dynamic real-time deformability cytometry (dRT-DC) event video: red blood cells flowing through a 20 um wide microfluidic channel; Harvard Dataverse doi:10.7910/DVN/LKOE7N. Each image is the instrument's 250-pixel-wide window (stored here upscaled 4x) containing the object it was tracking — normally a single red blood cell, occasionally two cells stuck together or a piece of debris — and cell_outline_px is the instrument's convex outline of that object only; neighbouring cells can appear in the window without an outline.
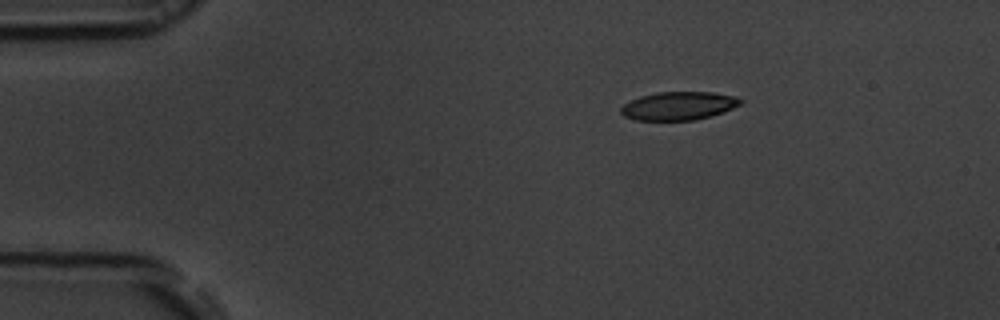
{"species": "common noctule bat (a hibernating species)", "species_latin": "Nyctalus noctula", "temperature_condition": "room temperature", "stored_images_in_passage": 46, "camera_frame_rate_fps": 3000, "um_per_image_px": 0.085, "animal": {"sex": "male", "body_mass_g": 19.5, "forearm_length_mm": 54.6}, "frame": {"image": 1, "passage_image": 1, "time_ms": 0.0, "image_size_px": [1000, 320], "cell_outline_px": [[744, 100], [740, 104], [732, 108], [712, 116], [696, 120], [636, 120], [624, 116], [620, 112], [620, 108], [624, 104], [640, 96], [656, 92], [712, 92], [736, 96]], "centroid_in_image_um": [57.69, 8.99], "position_along_channel_um": 27.3, "area_um2": 19.77}}
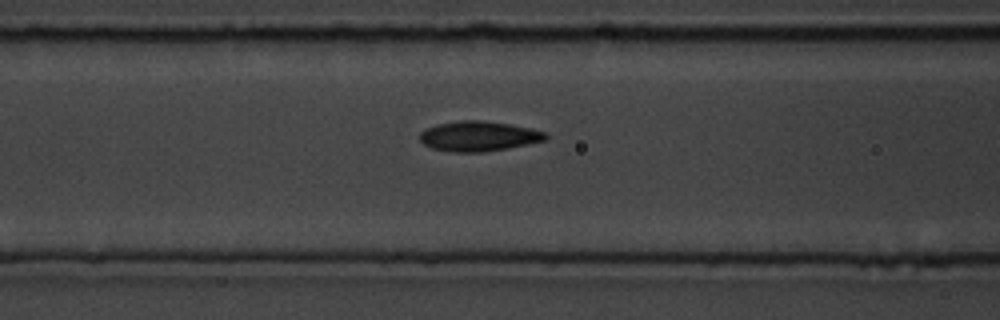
{"frame": {"image": 2, "passage_image": 14, "time_ms": 4.333, "image_size_px": [1000, 320], "cell_outline_px": [[548, 136], [544, 140], [528, 144], [508, 148], [484, 152], [452, 152], [432, 148], [424, 144], [420, 140], [420, 132], [424, 128], [436, 124], [460, 120], [484, 120], [532, 128], [544, 132]], "centroid_in_image_um": [40.65, 11.57], "position_along_channel_um": 126.0, "area_um2": 22.08}}
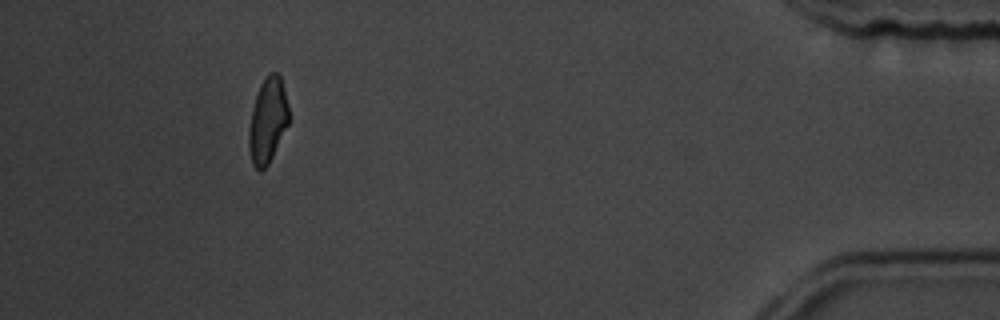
{"frame": {"image": 3, "passage_image": 42, "time_ms": 13.667, "image_size_px": [1000, 320], "cell_outline_px": [[288, 124], [268, 164], [260, 172], [252, 164], [248, 148], [248, 132], [252, 108], [260, 84], [268, 72], [280, 72], [288, 104]], "centroid_in_image_um": [22.74, 10.21], "position_along_channel_um": 412.5, "area_um2": 19.88}, "authors_computed_cell_mechanics": {"area_um2": 21.0103, "velocity_mm_per_s": 3.734, "shape_relaxation_time_tau1_ms": 4.8187, "shape_relaxation_time_tau2_ms": 2.524, "deformation_change_tau1": 0.1448, "deformation_change_tau2": 0.0937}}